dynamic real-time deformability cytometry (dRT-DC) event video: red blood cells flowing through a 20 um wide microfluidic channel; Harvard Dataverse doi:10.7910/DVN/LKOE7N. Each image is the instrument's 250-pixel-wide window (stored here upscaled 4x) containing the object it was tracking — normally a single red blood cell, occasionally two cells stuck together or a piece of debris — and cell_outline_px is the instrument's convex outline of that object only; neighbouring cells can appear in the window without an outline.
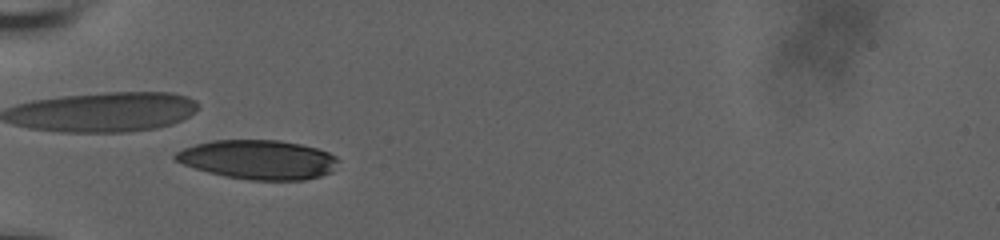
{"species": "human", "species_latin": "Homo sapiens", "temperature_condition": "room temperature", "stored_images_in_passage": 37, "camera_frame_rate_fps": 3000, "um_per_image_px": 0.085, "donor": {"sex": "male"}, "frame": {"image": 1, "passage_image": 7, "time_ms": 2.0, "image_size_px": [1000, 240], "cell_outline_px": [[340, 160], [332, 172], [320, 176], [304, 180], [248, 180], [224, 176], [208, 172], [184, 164], [176, 160], [172, 156], [176, 152], [184, 148], [196, 144], [212, 140], [280, 140], [300, 144], [316, 148], [328, 152], [336, 156]], "centroid_in_image_um": [21.98, 13.57], "position_along_channel_um": 63.0, "area_um2": 37.28}}
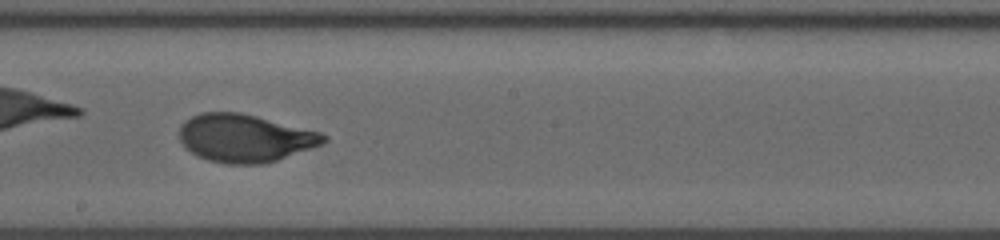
{"frame": {"image": 2, "passage_image": 21, "time_ms": 6.667, "image_size_px": [1000, 240], "cell_outline_px": [[328, 140], [320, 144], [276, 160], [260, 164], [224, 164], [208, 160], [184, 148], [180, 140], [180, 124], [184, 120], [200, 112], [240, 112], [320, 132], [328, 136]], "centroid_in_image_um": [20.76, 11.73], "position_along_channel_um": 227.4, "area_um2": 39.94}}
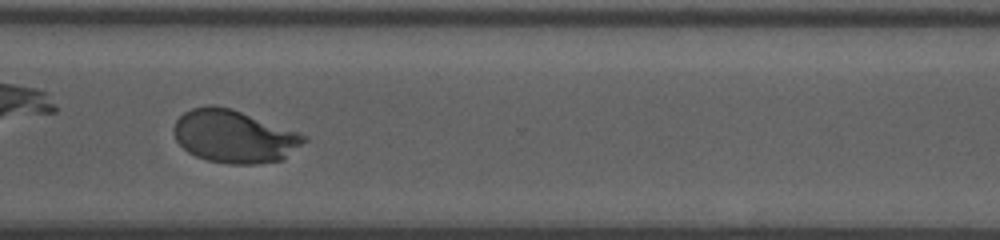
{"frame": {"image": 3, "passage_image": 31, "time_ms": 10.0, "image_size_px": [1000, 240], "cell_outline_px": [[308, 140], [284, 160], [256, 164], [228, 164], [208, 160], [196, 156], [188, 152], [176, 140], [172, 132], [172, 128], [176, 120], [184, 112], [192, 108], [208, 104], [212, 104], [232, 108], [308, 136]], "centroid_in_image_um": [19.9, 11.59], "position_along_channel_um": 350.7, "area_um2": 40.34}, "authors_computed_cell_mechanics": {"area_um2": 39.882, "velocity_mm_per_s": 3.702, "shape_relaxation_time_tau1_ms": 4.0226, "shape_relaxation_time_tau2_ms": null, "deformation_change_tau1": 0.1957, "deformation_change_tau2": null}}